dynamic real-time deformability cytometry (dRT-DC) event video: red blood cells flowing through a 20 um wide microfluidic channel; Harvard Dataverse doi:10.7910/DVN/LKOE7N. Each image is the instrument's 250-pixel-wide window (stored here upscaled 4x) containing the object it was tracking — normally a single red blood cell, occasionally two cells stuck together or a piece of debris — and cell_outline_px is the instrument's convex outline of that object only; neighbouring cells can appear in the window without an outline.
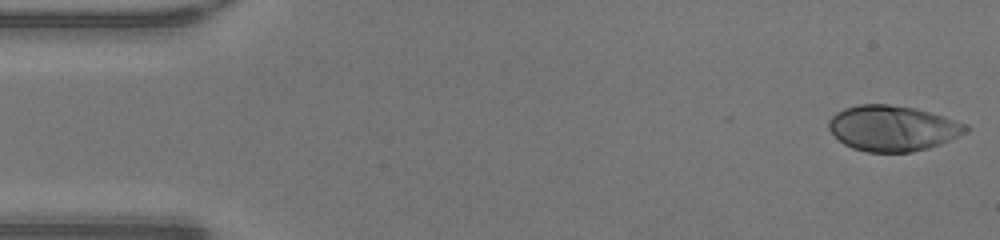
{"species": "human", "species_latin": "Homo sapiens", "temperature_condition": "warm", "stored_images_in_passage": 45, "camera_frame_rate_fps": 3000, "um_per_image_px": 0.085, "donor": {"sex": "male"}, "frame": {"image": 1, "passage_image": 1, "time_ms": 0.0, "image_size_px": [1000, 240], "cell_outline_px": [[972, 128], [968, 132], [940, 144], [928, 148], [912, 152], [864, 152], [852, 148], [844, 144], [828, 128], [828, 120], [836, 112], [844, 108], [860, 104], [888, 104], [916, 108], [964, 124]], "centroid_in_image_um": [75.85, 10.91], "position_along_channel_um": 9.2, "area_um2": 36.24}}
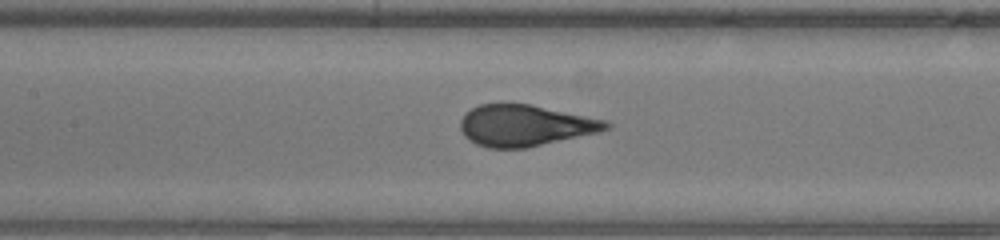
{"frame": {"image": 2, "passage_image": 21, "time_ms": 6.667, "image_size_px": [1000, 240], "cell_outline_px": [[612, 128], [600, 132], [528, 148], [488, 148], [476, 144], [468, 140], [464, 136], [460, 128], [460, 120], [472, 108], [480, 104], [528, 104], [608, 120], [612, 124]], "centroid_in_image_um": [44.67, 10.68], "position_along_channel_um": 162.7, "area_um2": 35.2}}
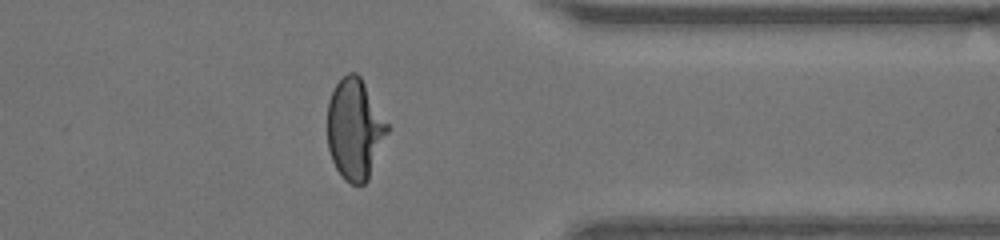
{"frame": {"image": 3, "passage_image": 37, "time_ms": 12.0, "image_size_px": [1000, 240], "cell_outline_px": [[388, 132], [368, 180], [364, 184], [352, 184], [344, 180], [336, 168], [332, 160], [328, 148], [328, 100], [336, 84], [348, 72], [356, 72], [360, 76], [388, 124]], "centroid_in_image_um": [30.15, 10.99], "position_along_channel_um": 381.3, "area_um2": 34.91}, "authors_computed_cell_mechanics": {"area_um2": 35.7204, "velocity_mm_per_s": 4.3281, "shape_relaxation_time_tau1_ms": 4.347, "shape_relaxation_time_tau2_ms": null, "deformation_change_tau1": 0.2715, "deformation_change_tau2": null}}